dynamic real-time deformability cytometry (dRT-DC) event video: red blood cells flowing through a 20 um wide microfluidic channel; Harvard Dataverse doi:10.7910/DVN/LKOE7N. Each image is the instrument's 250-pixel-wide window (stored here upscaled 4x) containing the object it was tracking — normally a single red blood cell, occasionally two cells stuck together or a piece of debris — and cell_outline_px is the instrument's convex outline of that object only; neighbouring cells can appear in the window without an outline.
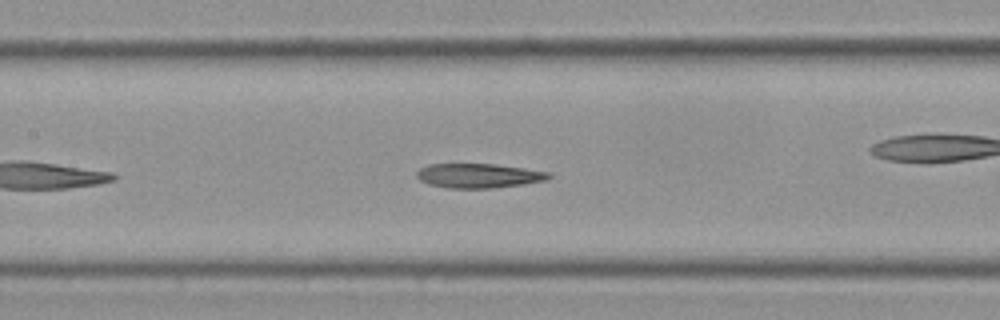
{"species": "Egyptian fruit bat (a non-hibernating species)", "species_latin": "Rousettus aegyptiacus", "temperature_condition": "cold", "stored_images_in_passage": 44, "camera_frame_rate_fps": 3000, "um_per_image_px": 0.085, "frame": {"image": 1, "passage_image": 13, "time_ms": 4.0, "image_size_px": [1000, 320], "cell_outline_px": [[552, 176], [544, 180], [524, 184], [492, 188], [448, 188], [428, 184], [420, 180], [416, 176], [416, 172], [420, 168], [428, 164], [496, 164], [552, 172]], "centroid_in_image_um": [40.68, 14.93], "position_along_channel_um": 166.7, "area_um2": 18.84}}
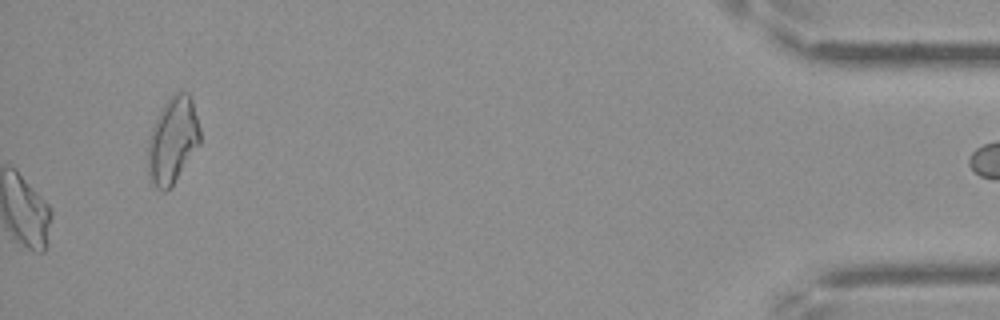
{"frame": {"image": 2, "passage_image": 44, "time_ms": 14.333, "image_size_px": [1000, 320], "cell_outline_px": [[200, 144], [172, 184], [164, 192], [156, 188], [148, 180], [148, 140], [152, 128], [164, 104], [172, 92], [188, 92], [192, 100], [200, 128]], "centroid_in_image_um": [14.67, 11.92], "position_along_channel_um": 420.5, "area_um2": 26.07}}